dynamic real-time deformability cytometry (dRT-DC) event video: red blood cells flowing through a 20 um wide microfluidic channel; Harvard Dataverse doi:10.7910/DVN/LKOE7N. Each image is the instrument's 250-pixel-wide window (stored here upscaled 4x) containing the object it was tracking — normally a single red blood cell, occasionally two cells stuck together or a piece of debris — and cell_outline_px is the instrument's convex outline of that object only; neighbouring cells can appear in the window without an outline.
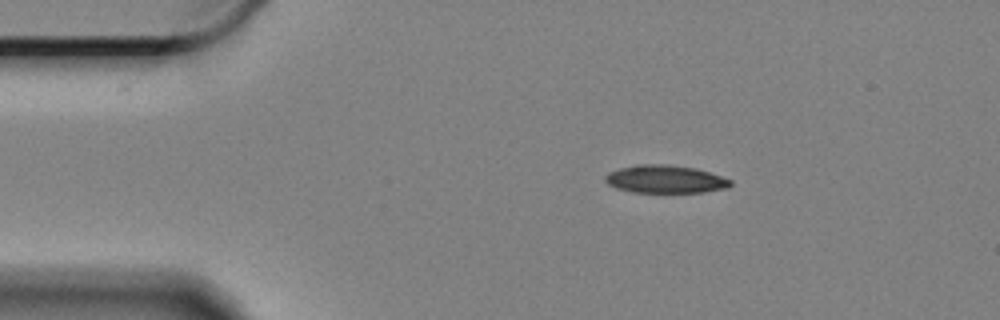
{"species": "Egyptian fruit bat (a non-hibernating species)", "species_latin": "Rousettus aegyptiacus", "temperature_condition": "cold", "stored_images_in_passage": 19, "camera_frame_rate_fps": 3000, "um_per_image_px": 0.085, "animal": {"sex": "female"}, "frame": {"image": 1, "passage_image": 1, "time_ms": 0.0, "image_size_px": [1000, 320], "cell_outline_px": [[732, 184], [728, 188], [704, 192], [632, 192], [616, 188], [608, 184], [604, 180], [604, 176], [608, 172], [620, 168], [644, 164], [668, 164], [696, 168], [732, 180]], "centroid_in_image_um": [56.54, 15.23], "position_along_channel_um": 28.5, "area_um2": 20.35}}
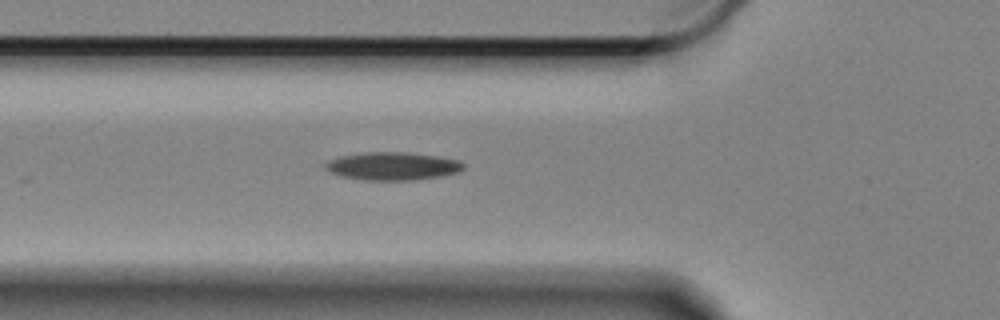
{"frame": {"image": 2, "passage_image": 11, "time_ms": 3.333, "image_size_px": [1000, 320], "cell_outline_px": [[464, 168], [456, 172], [440, 176], [412, 180], [368, 180], [344, 176], [332, 172], [324, 164], [340, 156], [364, 152], [408, 152], [440, 156], [460, 160], [464, 164]], "centroid_in_image_um": [33.44, 14.1], "position_along_channel_um": 92.4, "area_um2": 22.2}}
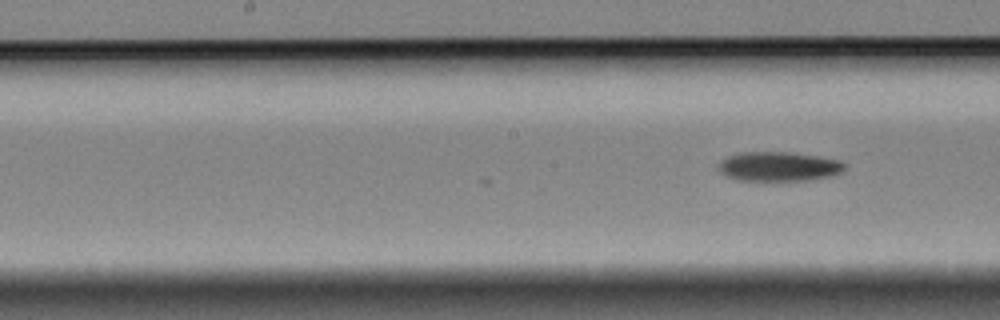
{"frame": {"image": 3, "passage_image": 19, "time_ms": 6.0, "image_size_px": [1000, 320], "cell_outline_px": [[844, 168], [840, 172], [832, 176], [808, 180], [740, 180], [728, 176], [720, 172], [716, 168], [728, 156], [740, 152], [792, 152], [840, 160], [844, 164]], "centroid_in_image_um": [66.2, 14.14], "position_along_channel_um": 182.0, "area_um2": 21.39}}